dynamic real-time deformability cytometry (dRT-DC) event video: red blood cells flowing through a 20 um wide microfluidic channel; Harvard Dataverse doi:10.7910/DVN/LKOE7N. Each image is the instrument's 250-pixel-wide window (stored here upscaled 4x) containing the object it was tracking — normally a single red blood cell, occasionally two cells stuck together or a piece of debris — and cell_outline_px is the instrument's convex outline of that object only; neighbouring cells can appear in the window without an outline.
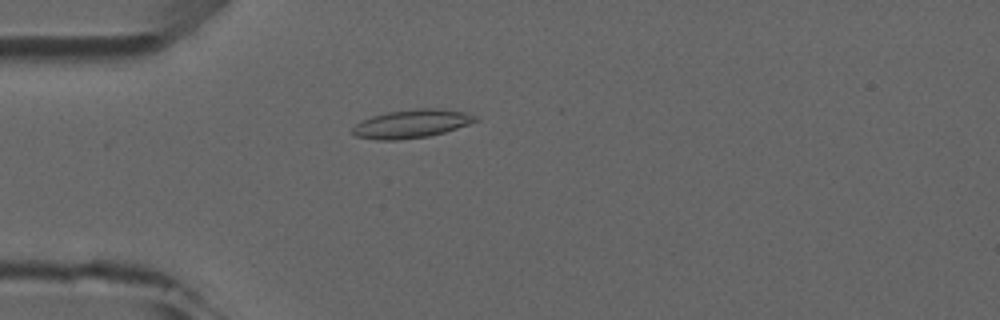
{"species": "common noctule bat (a hibernating species)", "species_latin": "Nyctalus noctula", "temperature_condition": "room temperature", "stored_images_in_passage": 3, "camera_frame_rate_fps": 3000, "um_per_image_px": 0.085, "animal": {"sex": "male", "forearm_length_mm": 52.5}, "frame": {"image": 1, "passage_image": 2, "time_ms": 1.333, "image_size_px": [1000, 320], "cell_outline_px": [[480, 120], [444, 132], [428, 136], [396, 140], [376, 140], [356, 136], [352, 132], [352, 128], [356, 124], [372, 116], [388, 112], [420, 108], [436, 108], [464, 112], [476, 116]], "centroid_in_image_um": [34.98, 10.52], "position_along_channel_um": 50.0, "area_um2": 20.06}}